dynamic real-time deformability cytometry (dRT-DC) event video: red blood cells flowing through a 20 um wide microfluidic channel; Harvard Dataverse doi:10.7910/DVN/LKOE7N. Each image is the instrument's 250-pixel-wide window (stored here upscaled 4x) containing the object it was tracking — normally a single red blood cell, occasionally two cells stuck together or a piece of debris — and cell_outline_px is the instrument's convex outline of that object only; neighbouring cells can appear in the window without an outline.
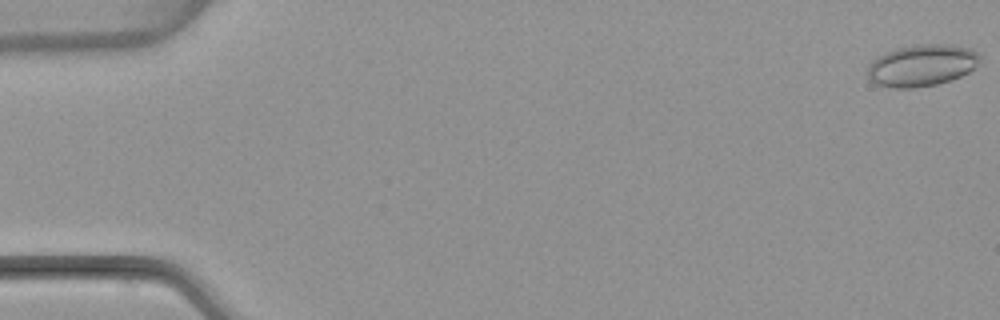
{"species": "common noctule bat (a hibernating species)", "species_latin": "Nyctalus noctula", "temperature_condition": "warm", "stored_images_in_passage": 5, "camera_frame_rate_fps": 3000, "um_per_image_px": 0.085, "animal": {"sex": "female", "body_mass_g": 22.7, "forearm_length_mm": 54.2}, "frame": {"image": 1, "passage_image": 1, "time_ms": 0.0, "image_size_px": [1000, 320], "cell_outline_px": [[980, 60], [968, 72], [952, 80], [936, 84], [916, 88], [896, 88], [876, 84], [868, 80], [868, 64], [872, 60], [896, 48], [916, 44], [952, 44], [972, 48], [980, 56]], "centroid_in_image_um": [78.35, 5.55], "position_along_channel_um": 6.7, "area_um2": 27.4}}
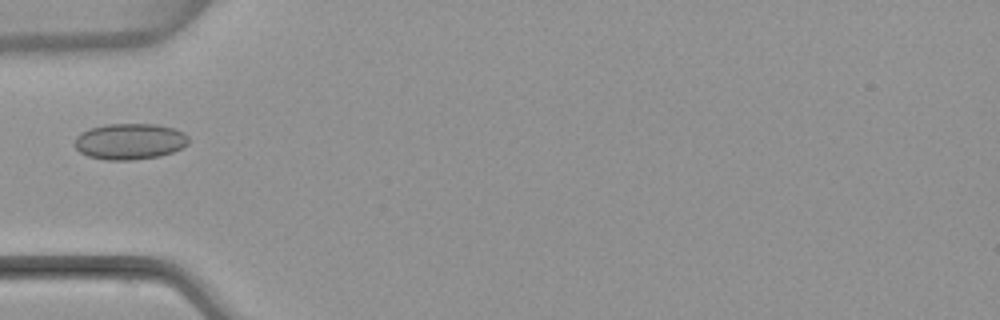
{"frame": {"image": 2, "passage_image": 5, "time_ms": 5.667, "image_size_px": [1000, 320], "cell_outline_px": [[188, 144], [172, 152], [160, 156], [132, 160], [104, 160], [88, 156], [80, 152], [72, 144], [76, 136], [80, 132], [92, 128], [108, 124], [156, 124], [176, 128], [184, 132], [188, 136]], "centroid_in_image_um": [11.02, 12.02], "position_along_channel_um": 74.0, "area_um2": 24.16}}